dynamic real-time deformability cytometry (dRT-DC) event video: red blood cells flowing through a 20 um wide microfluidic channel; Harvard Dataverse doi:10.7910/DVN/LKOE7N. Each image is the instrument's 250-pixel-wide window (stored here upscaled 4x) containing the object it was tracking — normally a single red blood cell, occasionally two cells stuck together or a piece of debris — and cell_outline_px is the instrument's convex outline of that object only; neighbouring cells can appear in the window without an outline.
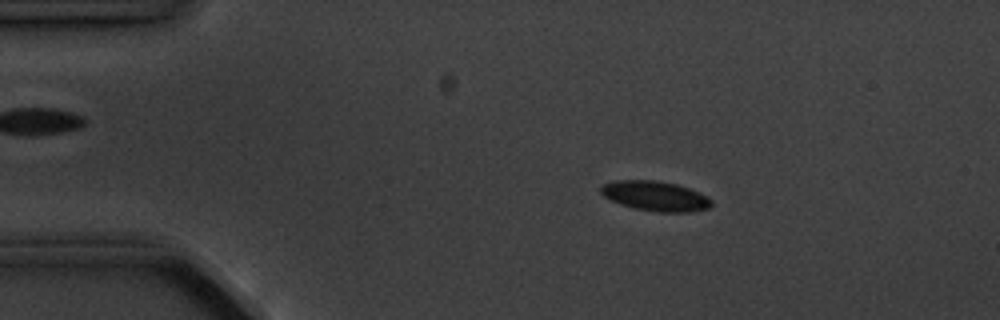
{"species": "common noctule bat (a hibernating species)", "species_latin": "Nyctalus noctula", "temperature_condition": "cold", "stored_images_in_passage": 3, "camera_frame_rate_fps": 3000, "um_per_image_px": 0.085, "animal": {"sex": "male", "body_mass_g": 20.1, "forearm_length_mm": 53.5}, "frame": {"image": 1, "passage_image": 2, "time_ms": 1.0, "image_size_px": [1000, 320], "cell_outline_px": [[712, 204], [708, 208], [692, 212], [656, 212], [632, 208], [620, 204], [604, 196], [600, 192], [600, 188], [604, 184], [612, 180], [656, 180], [676, 184], [688, 188], [708, 196], [712, 200]], "centroid_in_image_um": [55.7, 16.66], "position_along_channel_um": 29.3, "area_um2": 19.36}}